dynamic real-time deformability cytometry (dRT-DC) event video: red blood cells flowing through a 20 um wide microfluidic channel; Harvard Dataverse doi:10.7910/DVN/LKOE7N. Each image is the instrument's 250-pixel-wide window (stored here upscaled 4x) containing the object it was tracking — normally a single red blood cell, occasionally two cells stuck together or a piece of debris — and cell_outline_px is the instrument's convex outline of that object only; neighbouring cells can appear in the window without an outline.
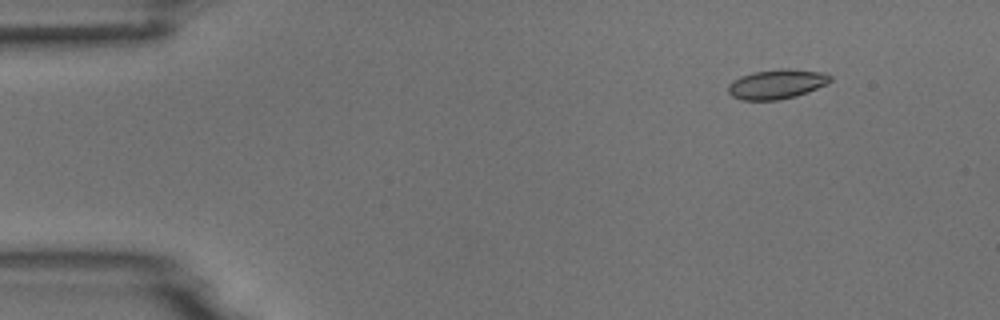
{"species": "common noctule bat (a hibernating species)", "species_latin": "Nyctalus noctula", "temperature_condition": "room temperature", "stored_images_in_passage": 3, "camera_frame_rate_fps": 3000, "um_per_image_px": 0.085, "animal": {"sex": "male", "body_mass_g": 18.8}, "frame": {"image": 1, "passage_image": 1, "time_ms": 0.0, "image_size_px": [1000, 320], "cell_outline_px": [[832, 80], [828, 84], [808, 92], [796, 96], [780, 100], [740, 100], [732, 96], [728, 92], [728, 84], [732, 80], [740, 76], [752, 72], [784, 68], [788, 68], [824, 72], [832, 76]], "centroid_in_image_um": [66.04, 7.14], "position_along_channel_um": 19.0, "area_um2": 17.92}}